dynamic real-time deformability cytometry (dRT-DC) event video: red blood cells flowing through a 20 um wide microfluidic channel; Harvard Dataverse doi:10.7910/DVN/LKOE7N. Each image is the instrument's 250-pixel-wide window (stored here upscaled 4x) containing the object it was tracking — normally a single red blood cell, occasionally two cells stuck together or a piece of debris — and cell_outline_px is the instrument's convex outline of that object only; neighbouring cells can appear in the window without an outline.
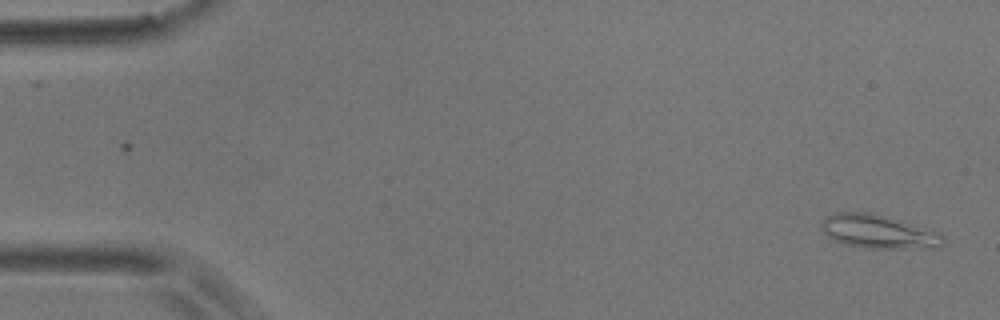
{"species": "common noctule bat (a hibernating species)", "species_latin": "Nyctalus noctula", "temperature_condition": "room temperature", "stored_images_in_passage": 3, "camera_frame_rate_fps": 3000, "um_per_image_px": 0.085, "animal": {"sex": "male", "body_mass_g": 17.9}, "frame": {"image": 1, "passage_image": 3, "time_ms": 2.0, "image_size_px": [1000, 320], "cell_outline_px": [[944, 244], [940, 248], [868, 248], [844, 244], [828, 236], [824, 232], [820, 224], [820, 220], [832, 212], [872, 212], [944, 236]], "centroid_in_image_um": [74.57, 19.69], "position_along_channel_um": 10.4, "area_um2": 23.35}}